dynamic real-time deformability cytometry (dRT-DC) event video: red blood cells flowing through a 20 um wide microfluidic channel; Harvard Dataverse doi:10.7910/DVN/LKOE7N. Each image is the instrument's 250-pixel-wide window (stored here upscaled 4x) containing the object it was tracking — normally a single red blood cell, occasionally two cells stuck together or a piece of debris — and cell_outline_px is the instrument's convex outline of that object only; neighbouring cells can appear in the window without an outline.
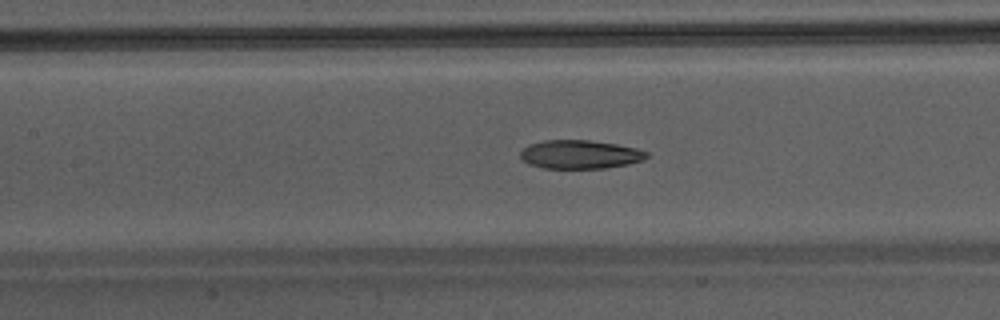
{"species": "Egyptian fruit bat (a non-hibernating species)", "species_latin": "Rousettus aegyptiacus", "temperature_condition": "warm", "stored_images_in_passage": 42, "camera_frame_rate_fps": 3000, "um_per_image_px": 0.085, "animal": {"sex": "male"}, "frame": {"image": 1, "passage_image": 17, "time_ms": 5.333, "image_size_px": [1000, 320], "cell_outline_px": [[648, 156], [644, 160], [628, 164], [604, 168], [544, 168], [528, 164], [520, 156], [520, 152], [528, 144], [544, 140], [588, 140], [616, 144], [636, 148], [648, 152]], "centroid_in_image_um": [49.3, 13.12], "position_along_channel_um": 158.1, "area_um2": 21.04}}
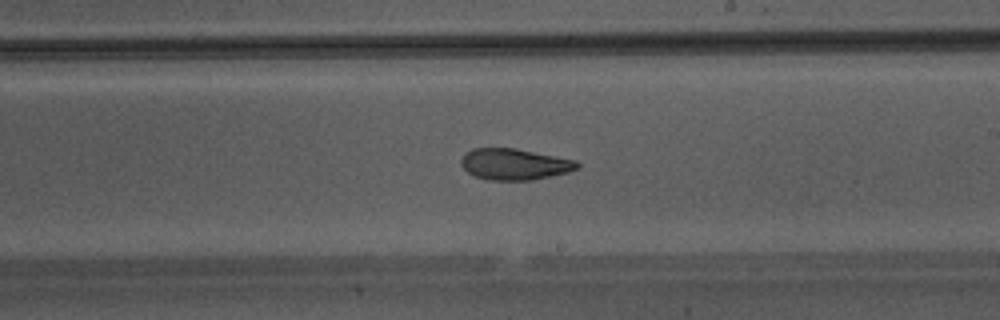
{"frame": {"image": 2, "passage_image": 23, "time_ms": 7.333, "image_size_px": [1000, 320], "cell_outline_px": [[580, 168], [568, 172], [532, 180], [492, 180], [476, 176], [468, 172], [460, 164], [460, 160], [464, 152], [472, 148], [516, 148], [576, 160], [580, 164]], "centroid_in_image_um": [43.73, 13.94], "position_along_channel_um": 245.3, "area_um2": 21.21}}
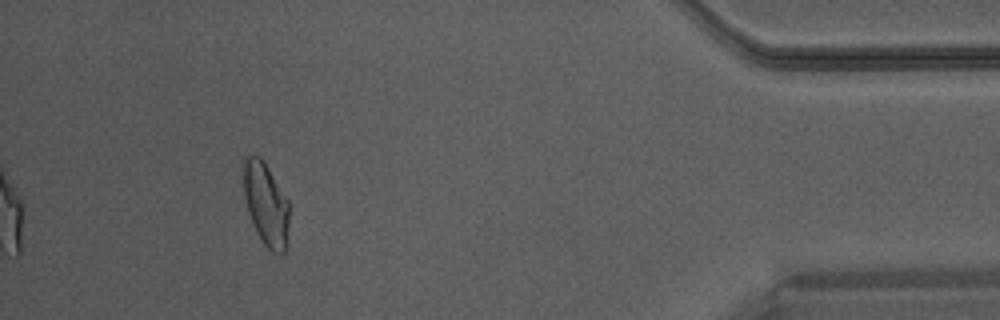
{"frame": {"image": 3, "passage_image": 38, "time_ms": 12.333, "image_size_px": [1000, 320], "cell_outline_px": [[288, 228], [284, 252], [272, 252], [264, 244], [256, 232], [248, 212], [244, 196], [244, 156], [252, 152], [260, 156], [264, 160], [288, 200]], "centroid_in_image_um": [22.58, 17.27], "position_along_channel_um": 412.6, "area_um2": 22.02}}